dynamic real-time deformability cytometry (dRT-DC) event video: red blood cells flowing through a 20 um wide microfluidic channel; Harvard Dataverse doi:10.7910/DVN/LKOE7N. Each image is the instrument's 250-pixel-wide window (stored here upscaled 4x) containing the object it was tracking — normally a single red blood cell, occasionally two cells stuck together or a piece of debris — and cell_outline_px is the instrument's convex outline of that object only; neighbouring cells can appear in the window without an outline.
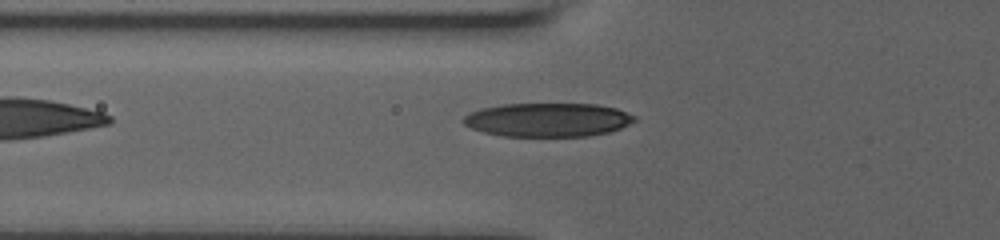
{"species": "human", "species_latin": "Homo sapiens", "temperature_condition": "room temperature", "stored_images_in_passage": 10, "segment_of_instrument_passage": [2, 2], "camera_frame_rate_fps": 3000, "um_per_image_px": 0.085, "donor": {"sex": "male"}, "frame": {"image": 1, "passage_image": 10, "time_ms": 6.0, "image_size_px": [1000, 240], "cell_outline_px": [[636, 120], [620, 128], [608, 132], [588, 136], [504, 136], [484, 132], [472, 128], [464, 124], [464, 116], [480, 108], [504, 104], [596, 104], [616, 108], [636, 116]], "centroid_in_image_um": [46.58, 10.18], "position_along_channel_um": 79.2, "area_um2": 33.47}}